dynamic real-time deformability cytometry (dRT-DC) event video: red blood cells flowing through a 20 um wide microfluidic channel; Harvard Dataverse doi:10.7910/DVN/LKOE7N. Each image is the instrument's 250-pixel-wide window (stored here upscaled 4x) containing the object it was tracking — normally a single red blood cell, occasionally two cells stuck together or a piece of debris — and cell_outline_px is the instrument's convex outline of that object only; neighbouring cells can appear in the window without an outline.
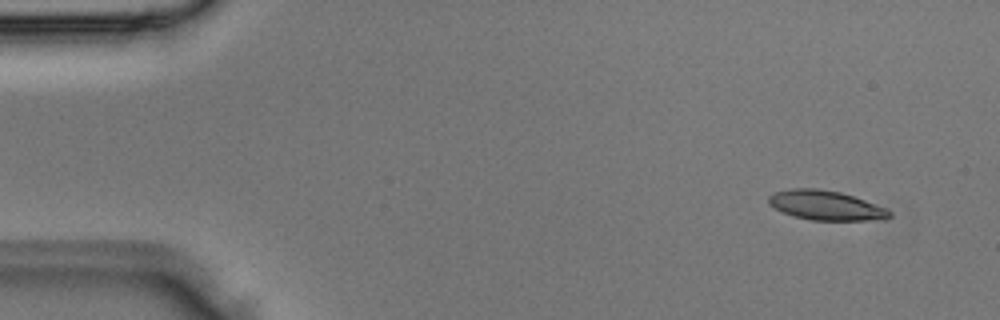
{"species": "Egyptian fruit bat (a non-hibernating species)", "species_latin": "Rousettus aegyptiacus", "temperature_condition": "room temperature", "stored_images_in_passage": 3, "camera_frame_rate_fps": 3000, "um_per_image_px": 0.085, "animal": {"sex": "male"}, "frame": {"image": 1, "passage_image": 1, "time_ms": 0.0, "image_size_px": [1000, 320], "cell_outline_px": [[892, 216], [888, 220], [812, 220], [792, 216], [768, 204], [768, 196], [776, 192], [792, 188], [816, 188], [840, 192], [888, 208], [892, 212]], "centroid_in_image_um": [70.25, 17.47], "position_along_channel_um": 14.8, "area_um2": 20.87}}
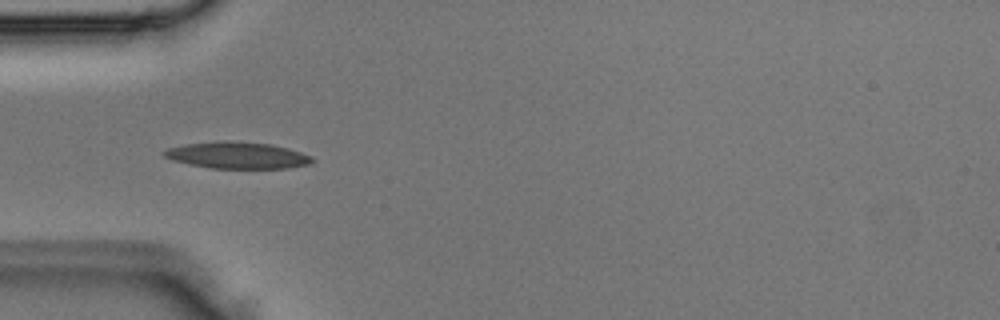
{"frame": {"image": 2, "passage_image": 3, "time_ms": 0.667, "image_size_px": [1000, 320], "cell_outline_px": [[316, 160], [308, 164], [288, 168], [212, 168], [172, 160], [164, 156], [160, 152], [168, 148], [184, 144], [224, 140], [272, 144], [288, 148], [312, 156]], "centroid_in_image_um": [20.17, 13.19], "position_along_channel_um": 64.8, "area_um2": 22.95}}